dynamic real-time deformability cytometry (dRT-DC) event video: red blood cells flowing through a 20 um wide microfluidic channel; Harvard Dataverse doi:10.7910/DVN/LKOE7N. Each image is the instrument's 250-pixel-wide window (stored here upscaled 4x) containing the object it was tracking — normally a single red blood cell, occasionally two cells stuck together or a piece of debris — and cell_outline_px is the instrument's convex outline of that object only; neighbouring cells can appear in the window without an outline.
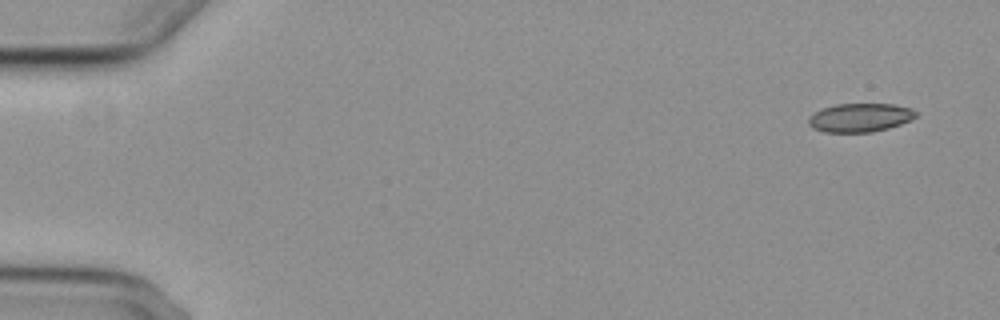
{"species": "common noctule bat (a hibernating species)", "species_latin": "Nyctalus noctula", "temperature_condition": "cold", "stored_images_in_passage": 5, "camera_frame_rate_fps": 3000, "um_per_image_px": 0.085, "animal": {"sex": "female", "body_mass_g": 29.2, "forearm_length_mm": 56.3}, "frame": {"image": 1, "passage_image": 1, "time_ms": 0.0, "image_size_px": [1000, 320], "cell_outline_px": [[916, 116], [912, 120], [888, 128], [872, 132], [824, 132], [812, 128], [808, 124], [808, 116], [820, 108], [836, 104], [892, 104], [912, 108], [916, 112]], "centroid_in_image_um": [73.07, 9.99], "position_along_channel_um": 11.9, "area_um2": 18.09}}
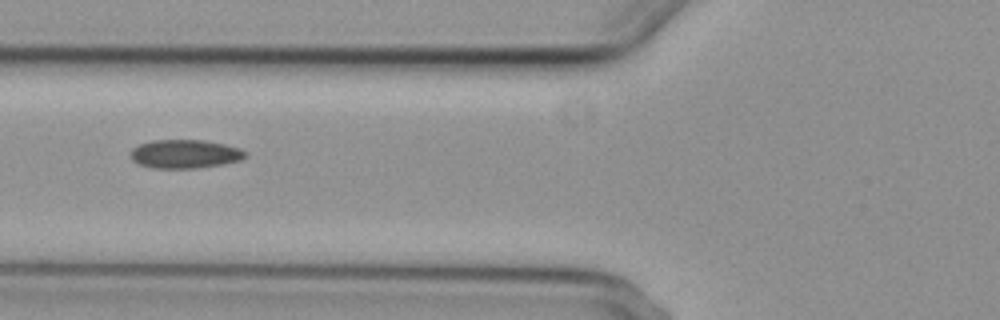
{"frame": {"image": 2, "passage_image": 3, "time_ms": 6.333, "image_size_px": [1000, 320], "cell_outline_px": [[248, 156], [240, 160], [220, 164], [196, 168], [152, 168], [140, 164], [132, 160], [128, 152], [132, 148], [140, 144], [152, 140], [204, 140], [224, 144], [240, 148], [248, 152]], "centroid_in_image_um": [15.71, 13.08], "position_along_channel_um": 110.1, "area_um2": 19.25}}
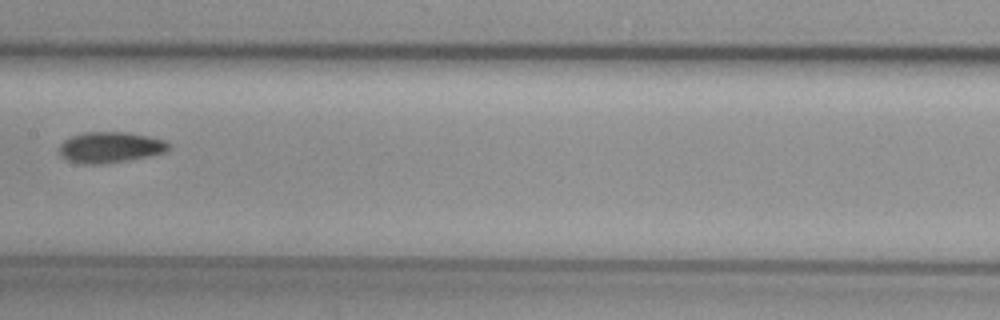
{"frame": {"image": 3, "passage_image": 5, "time_ms": 8.667, "image_size_px": [1000, 320], "cell_outline_px": [[172, 148], [168, 152], [128, 160], [100, 164], [80, 164], [68, 160], [60, 156], [60, 144], [64, 140], [72, 136], [84, 132], [128, 132], [148, 136], [164, 140]], "centroid_in_image_um": [9.38, 12.52], "position_along_channel_um": 198.0, "area_um2": 19.77}}